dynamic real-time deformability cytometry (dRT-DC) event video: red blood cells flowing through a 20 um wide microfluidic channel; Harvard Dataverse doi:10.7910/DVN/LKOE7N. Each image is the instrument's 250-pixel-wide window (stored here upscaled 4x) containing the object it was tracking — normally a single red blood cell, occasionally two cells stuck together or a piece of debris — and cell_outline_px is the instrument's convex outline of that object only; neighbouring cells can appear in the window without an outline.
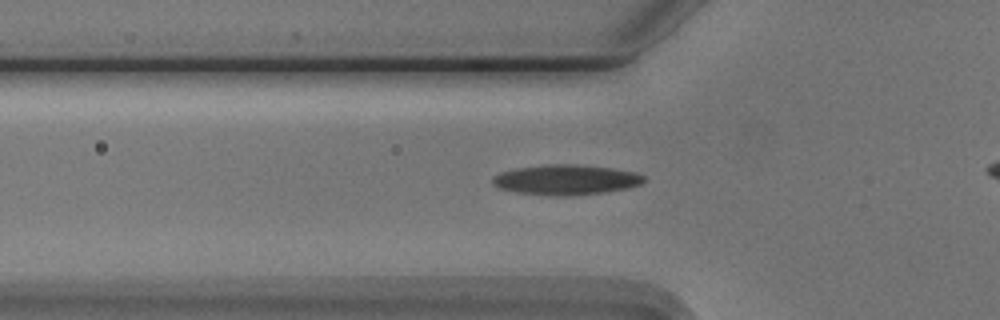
{"species": "Egyptian fruit bat (a non-hibernating species)", "species_latin": "Rousettus aegyptiacus", "temperature_condition": "cold", "stored_images_in_passage": 41, "camera_frame_rate_fps": 3000, "um_per_image_px": 0.085, "animal": {"sex": "male"}, "frame": {"image": 1, "passage_image": 12, "time_ms": 3.667, "image_size_px": [1000, 320], "cell_outline_px": [[644, 180], [640, 184], [628, 188], [604, 192], [564, 196], [552, 196], [516, 192], [500, 188], [492, 184], [492, 176], [500, 172], [516, 168], [548, 164], [576, 164], [612, 168], [636, 172], [644, 176]], "centroid_in_image_um": [48.08, 15.27], "position_along_channel_um": 77.7, "area_um2": 26.59}}
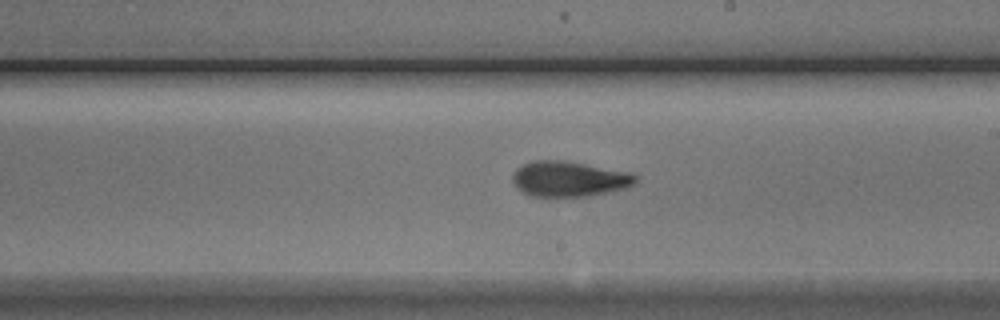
{"frame": {"image": 2, "passage_image": 25, "time_ms": 8.0, "image_size_px": [1000, 320], "cell_outline_px": [[640, 176], [636, 184], [628, 188], [612, 192], [592, 196], [532, 196], [524, 192], [512, 180], [512, 176], [516, 168], [532, 160], [560, 160], [632, 172]], "centroid_in_image_um": [48.48, 15.21], "position_along_channel_um": 240.5, "area_um2": 25.55}}
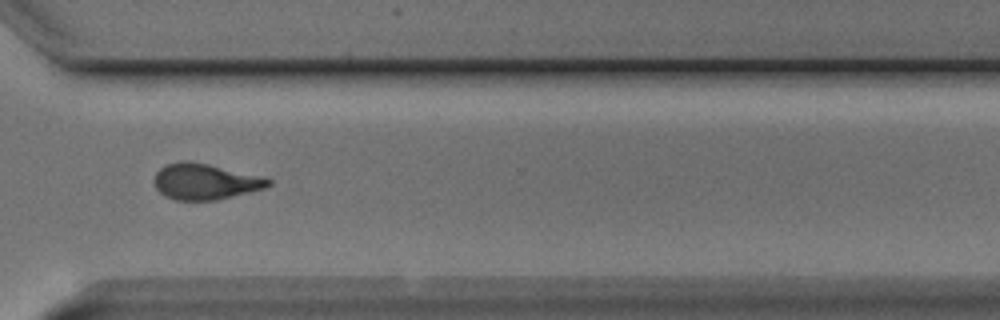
{"frame": {"image": 3, "passage_image": 34, "time_ms": 11.0, "image_size_px": [1000, 320], "cell_outline_px": [[272, 184], [264, 188], [216, 200], [176, 200], [164, 196], [156, 188], [152, 180], [156, 172], [160, 168], [168, 164], [180, 160], [184, 160], [208, 164], [264, 176], [272, 180]], "centroid_in_image_um": [17.42, 15.43], "position_along_channel_um": 353.2, "area_um2": 23.99}}